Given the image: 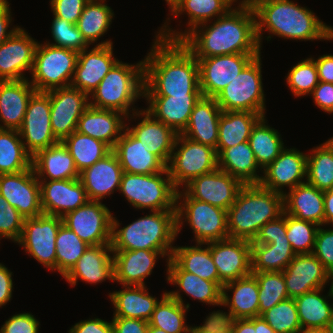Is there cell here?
Wrapping results in <instances>:
<instances>
[{"label": "cell", "mask_w": 333, "mask_h": 333, "mask_svg": "<svg viewBox=\"0 0 333 333\" xmlns=\"http://www.w3.org/2000/svg\"><path fill=\"white\" fill-rule=\"evenodd\" d=\"M255 331L256 333H276L261 317H255Z\"/></svg>", "instance_id": "cell-71"}, {"label": "cell", "mask_w": 333, "mask_h": 333, "mask_svg": "<svg viewBox=\"0 0 333 333\" xmlns=\"http://www.w3.org/2000/svg\"><path fill=\"white\" fill-rule=\"evenodd\" d=\"M298 333H333L331 329L325 328H302Z\"/></svg>", "instance_id": "cell-73"}, {"label": "cell", "mask_w": 333, "mask_h": 333, "mask_svg": "<svg viewBox=\"0 0 333 333\" xmlns=\"http://www.w3.org/2000/svg\"><path fill=\"white\" fill-rule=\"evenodd\" d=\"M236 318L231 312L221 310L211 312L203 325L193 326L192 333H213L216 331H232Z\"/></svg>", "instance_id": "cell-59"}, {"label": "cell", "mask_w": 333, "mask_h": 333, "mask_svg": "<svg viewBox=\"0 0 333 333\" xmlns=\"http://www.w3.org/2000/svg\"><path fill=\"white\" fill-rule=\"evenodd\" d=\"M38 43L19 27L0 44V81L27 79L23 72L31 73Z\"/></svg>", "instance_id": "cell-21"}, {"label": "cell", "mask_w": 333, "mask_h": 333, "mask_svg": "<svg viewBox=\"0 0 333 333\" xmlns=\"http://www.w3.org/2000/svg\"><path fill=\"white\" fill-rule=\"evenodd\" d=\"M284 213L299 220L324 225V191L304 182L283 194Z\"/></svg>", "instance_id": "cell-37"}, {"label": "cell", "mask_w": 333, "mask_h": 333, "mask_svg": "<svg viewBox=\"0 0 333 333\" xmlns=\"http://www.w3.org/2000/svg\"><path fill=\"white\" fill-rule=\"evenodd\" d=\"M221 113L222 110L215 98L202 96L193 108L181 135L216 149Z\"/></svg>", "instance_id": "cell-35"}, {"label": "cell", "mask_w": 333, "mask_h": 333, "mask_svg": "<svg viewBox=\"0 0 333 333\" xmlns=\"http://www.w3.org/2000/svg\"><path fill=\"white\" fill-rule=\"evenodd\" d=\"M324 289H315L294 298L301 328L331 329L333 303L329 301L333 300V291L330 285L328 295H322ZM328 297L331 299L328 300Z\"/></svg>", "instance_id": "cell-40"}, {"label": "cell", "mask_w": 333, "mask_h": 333, "mask_svg": "<svg viewBox=\"0 0 333 333\" xmlns=\"http://www.w3.org/2000/svg\"><path fill=\"white\" fill-rule=\"evenodd\" d=\"M283 212V194L260 184H244L227 210L229 238L252 242L262 226Z\"/></svg>", "instance_id": "cell-4"}, {"label": "cell", "mask_w": 333, "mask_h": 333, "mask_svg": "<svg viewBox=\"0 0 333 333\" xmlns=\"http://www.w3.org/2000/svg\"><path fill=\"white\" fill-rule=\"evenodd\" d=\"M139 97H144V60L135 65L119 60L91 93L89 105L128 117L139 111L132 107Z\"/></svg>", "instance_id": "cell-6"}, {"label": "cell", "mask_w": 333, "mask_h": 333, "mask_svg": "<svg viewBox=\"0 0 333 333\" xmlns=\"http://www.w3.org/2000/svg\"><path fill=\"white\" fill-rule=\"evenodd\" d=\"M147 333H167V332L162 330V329H159V328H156V327H153V326L149 325Z\"/></svg>", "instance_id": "cell-74"}, {"label": "cell", "mask_w": 333, "mask_h": 333, "mask_svg": "<svg viewBox=\"0 0 333 333\" xmlns=\"http://www.w3.org/2000/svg\"><path fill=\"white\" fill-rule=\"evenodd\" d=\"M7 0H0V44L6 41L19 26H13L8 30L12 22L11 8Z\"/></svg>", "instance_id": "cell-66"}, {"label": "cell", "mask_w": 333, "mask_h": 333, "mask_svg": "<svg viewBox=\"0 0 333 333\" xmlns=\"http://www.w3.org/2000/svg\"><path fill=\"white\" fill-rule=\"evenodd\" d=\"M202 96H144L149 104L144 110L177 134H181L189 122L193 108Z\"/></svg>", "instance_id": "cell-34"}, {"label": "cell", "mask_w": 333, "mask_h": 333, "mask_svg": "<svg viewBox=\"0 0 333 333\" xmlns=\"http://www.w3.org/2000/svg\"><path fill=\"white\" fill-rule=\"evenodd\" d=\"M254 14L260 47L265 30L269 32L267 41L272 35L296 41L333 40L332 26L291 0H266L254 9Z\"/></svg>", "instance_id": "cell-3"}, {"label": "cell", "mask_w": 333, "mask_h": 333, "mask_svg": "<svg viewBox=\"0 0 333 333\" xmlns=\"http://www.w3.org/2000/svg\"><path fill=\"white\" fill-rule=\"evenodd\" d=\"M50 112L49 94L36 91L29 100L22 125L18 130L26 151L32 157L39 150L59 142L52 131Z\"/></svg>", "instance_id": "cell-14"}, {"label": "cell", "mask_w": 333, "mask_h": 333, "mask_svg": "<svg viewBox=\"0 0 333 333\" xmlns=\"http://www.w3.org/2000/svg\"><path fill=\"white\" fill-rule=\"evenodd\" d=\"M266 0H242L238 4L237 8H247L254 10L259 4L265 2Z\"/></svg>", "instance_id": "cell-72"}, {"label": "cell", "mask_w": 333, "mask_h": 333, "mask_svg": "<svg viewBox=\"0 0 333 333\" xmlns=\"http://www.w3.org/2000/svg\"><path fill=\"white\" fill-rule=\"evenodd\" d=\"M260 316L276 333H298L302 329L293 298L279 302Z\"/></svg>", "instance_id": "cell-53"}, {"label": "cell", "mask_w": 333, "mask_h": 333, "mask_svg": "<svg viewBox=\"0 0 333 333\" xmlns=\"http://www.w3.org/2000/svg\"><path fill=\"white\" fill-rule=\"evenodd\" d=\"M62 223V217L46 214L25 218L21 236L16 243L44 267L55 271V242Z\"/></svg>", "instance_id": "cell-12"}, {"label": "cell", "mask_w": 333, "mask_h": 333, "mask_svg": "<svg viewBox=\"0 0 333 333\" xmlns=\"http://www.w3.org/2000/svg\"><path fill=\"white\" fill-rule=\"evenodd\" d=\"M295 256L288 240L251 244V271H283Z\"/></svg>", "instance_id": "cell-45"}, {"label": "cell", "mask_w": 333, "mask_h": 333, "mask_svg": "<svg viewBox=\"0 0 333 333\" xmlns=\"http://www.w3.org/2000/svg\"><path fill=\"white\" fill-rule=\"evenodd\" d=\"M56 271L64 278L89 247L63 223L56 237Z\"/></svg>", "instance_id": "cell-51"}, {"label": "cell", "mask_w": 333, "mask_h": 333, "mask_svg": "<svg viewBox=\"0 0 333 333\" xmlns=\"http://www.w3.org/2000/svg\"><path fill=\"white\" fill-rule=\"evenodd\" d=\"M312 253L331 275L333 273V229H324L319 226Z\"/></svg>", "instance_id": "cell-58"}, {"label": "cell", "mask_w": 333, "mask_h": 333, "mask_svg": "<svg viewBox=\"0 0 333 333\" xmlns=\"http://www.w3.org/2000/svg\"><path fill=\"white\" fill-rule=\"evenodd\" d=\"M261 53H239L196 58L199 65L200 90L215 98L238 74Z\"/></svg>", "instance_id": "cell-15"}, {"label": "cell", "mask_w": 333, "mask_h": 333, "mask_svg": "<svg viewBox=\"0 0 333 333\" xmlns=\"http://www.w3.org/2000/svg\"><path fill=\"white\" fill-rule=\"evenodd\" d=\"M288 240L286 236V213L261 227L251 244H270L272 241Z\"/></svg>", "instance_id": "cell-60"}, {"label": "cell", "mask_w": 333, "mask_h": 333, "mask_svg": "<svg viewBox=\"0 0 333 333\" xmlns=\"http://www.w3.org/2000/svg\"><path fill=\"white\" fill-rule=\"evenodd\" d=\"M112 151L118 157L125 173L157 174L166 168V165L156 155L149 152L141 141L136 139L126 128Z\"/></svg>", "instance_id": "cell-32"}, {"label": "cell", "mask_w": 333, "mask_h": 333, "mask_svg": "<svg viewBox=\"0 0 333 333\" xmlns=\"http://www.w3.org/2000/svg\"><path fill=\"white\" fill-rule=\"evenodd\" d=\"M265 119L264 116L255 124L248 139L261 169H265L271 164L284 149V143L278 130L268 126Z\"/></svg>", "instance_id": "cell-47"}, {"label": "cell", "mask_w": 333, "mask_h": 333, "mask_svg": "<svg viewBox=\"0 0 333 333\" xmlns=\"http://www.w3.org/2000/svg\"><path fill=\"white\" fill-rule=\"evenodd\" d=\"M125 118L127 116L119 111L89 105L78 120L76 131L103 141L113 149L126 128Z\"/></svg>", "instance_id": "cell-31"}, {"label": "cell", "mask_w": 333, "mask_h": 333, "mask_svg": "<svg viewBox=\"0 0 333 333\" xmlns=\"http://www.w3.org/2000/svg\"><path fill=\"white\" fill-rule=\"evenodd\" d=\"M135 116L141 117V121L132 127L126 125V129L167 166L178 134L169 126L154 119L144 109L132 113L127 120L128 118L133 119Z\"/></svg>", "instance_id": "cell-27"}, {"label": "cell", "mask_w": 333, "mask_h": 333, "mask_svg": "<svg viewBox=\"0 0 333 333\" xmlns=\"http://www.w3.org/2000/svg\"><path fill=\"white\" fill-rule=\"evenodd\" d=\"M307 154L306 182L321 191L333 187V143H325L314 147Z\"/></svg>", "instance_id": "cell-50"}, {"label": "cell", "mask_w": 333, "mask_h": 333, "mask_svg": "<svg viewBox=\"0 0 333 333\" xmlns=\"http://www.w3.org/2000/svg\"><path fill=\"white\" fill-rule=\"evenodd\" d=\"M123 228L116 217H112L111 248L112 250L145 249L160 251L171 258L172 246L177 234V211H151Z\"/></svg>", "instance_id": "cell-5"}, {"label": "cell", "mask_w": 333, "mask_h": 333, "mask_svg": "<svg viewBox=\"0 0 333 333\" xmlns=\"http://www.w3.org/2000/svg\"><path fill=\"white\" fill-rule=\"evenodd\" d=\"M147 286L123 285V289L109 293L113 303V317L134 318L149 321L159 302L147 291Z\"/></svg>", "instance_id": "cell-39"}, {"label": "cell", "mask_w": 333, "mask_h": 333, "mask_svg": "<svg viewBox=\"0 0 333 333\" xmlns=\"http://www.w3.org/2000/svg\"><path fill=\"white\" fill-rule=\"evenodd\" d=\"M77 58L74 50L38 43L30 83L39 92L70 86Z\"/></svg>", "instance_id": "cell-9"}, {"label": "cell", "mask_w": 333, "mask_h": 333, "mask_svg": "<svg viewBox=\"0 0 333 333\" xmlns=\"http://www.w3.org/2000/svg\"><path fill=\"white\" fill-rule=\"evenodd\" d=\"M101 201L89 200L62 217L63 224L89 246L111 244L112 217Z\"/></svg>", "instance_id": "cell-13"}, {"label": "cell", "mask_w": 333, "mask_h": 333, "mask_svg": "<svg viewBox=\"0 0 333 333\" xmlns=\"http://www.w3.org/2000/svg\"><path fill=\"white\" fill-rule=\"evenodd\" d=\"M159 257L164 258L166 256L160 251L145 249L113 250V282H119L122 286H145L144 280L152 274Z\"/></svg>", "instance_id": "cell-30"}, {"label": "cell", "mask_w": 333, "mask_h": 333, "mask_svg": "<svg viewBox=\"0 0 333 333\" xmlns=\"http://www.w3.org/2000/svg\"><path fill=\"white\" fill-rule=\"evenodd\" d=\"M12 272L0 263V308L5 306L12 298L13 281Z\"/></svg>", "instance_id": "cell-67"}, {"label": "cell", "mask_w": 333, "mask_h": 333, "mask_svg": "<svg viewBox=\"0 0 333 333\" xmlns=\"http://www.w3.org/2000/svg\"><path fill=\"white\" fill-rule=\"evenodd\" d=\"M40 322L31 313L11 316L0 329V333H39Z\"/></svg>", "instance_id": "cell-61"}, {"label": "cell", "mask_w": 333, "mask_h": 333, "mask_svg": "<svg viewBox=\"0 0 333 333\" xmlns=\"http://www.w3.org/2000/svg\"><path fill=\"white\" fill-rule=\"evenodd\" d=\"M208 247L222 285L252 273L250 241L227 238L208 242Z\"/></svg>", "instance_id": "cell-20"}, {"label": "cell", "mask_w": 333, "mask_h": 333, "mask_svg": "<svg viewBox=\"0 0 333 333\" xmlns=\"http://www.w3.org/2000/svg\"><path fill=\"white\" fill-rule=\"evenodd\" d=\"M264 117L250 111H222L219 119L217 156L228 147L247 142L252 128Z\"/></svg>", "instance_id": "cell-42"}, {"label": "cell", "mask_w": 333, "mask_h": 333, "mask_svg": "<svg viewBox=\"0 0 333 333\" xmlns=\"http://www.w3.org/2000/svg\"><path fill=\"white\" fill-rule=\"evenodd\" d=\"M118 61L113 55V44L84 49L78 53L71 86L90 96Z\"/></svg>", "instance_id": "cell-24"}, {"label": "cell", "mask_w": 333, "mask_h": 333, "mask_svg": "<svg viewBox=\"0 0 333 333\" xmlns=\"http://www.w3.org/2000/svg\"><path fill=\"white\" fill-rule=\"evenodd\" d=\"M171 259L183 271L193 273L209 281L219 282V275L212 260L208 243H197L196 246H175Z\"/></svg>", "instance_id": "cell-44"}, {"label": "cell", "mask_w": 333, "mask_h": 333, "mask_svg": "<svg viewBox=\"0 0 333 333\" xmlns=\"http://www.w3.org/2000/svg\"><path fill=\"white\" fill-rule=\"evenodd\" d=\"M213 333H232V332L231 331L220 330V331H216V332H213Z\"/></svg>", "instance_id": "cell-75"}, {"label": "cell", "mask_w": 333, "mask_h": 333, "mask_svg": "<svg viewBox=\"0 0 333 333\" xmlns=\"http://www.w3.org/2000/svg\"><path fill=\"white\" fill-rule=\"evenodd\" d=\"M319 226L286 214V236L295 254H310L314 250Z\"/></svg>", "instance_id": "cell-54"}, {"label": "cell", "mask_w": 333, "mask_h": 333, "mask_svg": "<svg viewBox=\"0 0 333 333\" xmlns=\"http://www.w3.org/2000/svg\"><path fill=\"white\" fill-rule=\"evenodd\" d=\"M209 23L195 27L180 41L195 58L261 53L254 10L235 6Z\"/></svg>", "instance_id": "cell-2"}, {"label": "cell", "mask_w": 333, "mask_h": 333, "mask_svg": "<svg viewBox=\"0 0 333 333\" xmlns=\"http://www.w3.org/2000/svg\"><path fill=\"white\" fill-rule=\"evenodd\" d=\"M112 255L110 244L89 246L64 278L71 286L77 284L78 278L89 284L102 283L106 279L114 281Z\"/></svg>", "instance_id": "cell-28"}, {"label": "cell", "mask_w": 333, "mask_h": 333, "mask_svg": "<svg viewBox=\"0 0 333 333\" xmlns=\"http://www.w3.org/2000/svg\"><path fill=\"white\" fill-rule=\"evenodd\" d=\"M0 194L25 218L43 214L40 182L33 167L15 174H1Z\"/></svg>", "instance_id": "cell-18"}, {"label": "cell", "mask_w": 333, "mask_h": 333, "mask_svg": "<svg viewBox=\"0 0 333 333\" xmlns=\"http://www.w3.org/2000/svg\"><path fill=\"white\" fill-rule=\"evenodd\" d=\"M286 83L295 97H302L313 92L319 83L318 71L312 57L299 61L289 70Z\"/></svg>", "instance_id": "cell-55"}, {"label": "cell", "mask_w": 333, "mask_h": 333, "mask_svg": "<svg viewBox=\"0 0 333 333\" xmlns=\"http://www.w3.org/2000/svg\"><path fill=\"white\" fill-rule=\"evenodd\" d=\"M35 92L28 79L0 81V129L19 130Z\"/></svg>", "instance_id": "cell-33"}, {"label": "cell", "mask_w": 333, "mask_h": 333, "mask_svg": "<svg viewBox=\"0 0 333 333\" xmlns=\"http://www.w3.org/2000/svg\"><path fill=\"white\" fill-rule=\"evenodd\" d=\"M232 333H256L255 317L250 319H236Z\"/></svg>", "instance_id": "cell-70"}, {"label": "cell", "mask_w": 333, "mask_h": 333, "mask_svg": "<svg viewBox=\"0 0 333 333\" xmlns=\"http://www.w3.org/2000/svg\"><path fill=\"white\" fill-rule=\"evenodd\" d=\"M232 5V0H172L168 4L171 9L169 11L175 17L182 13L188 15L187 30L185 29L184 32L172 30L168 26L169 22H165L156 36L164 40L181 41L195 27L225 15L233 8Z\"/></svg>", "instance_id": "cell-17"}, {"label": "cell", "mask_w": 333, "mask_h": 333, "mask_svg": "<svg viewBox=\"0 0 333 333\" xmlns=\"http://www.w3.org/2000/svg\"><path fill=\"white\" fill-rule=\"evenodd\" d=\"M24 220L25 217L0 194V240L7 238L16 243L21 236Z\"/></svg>", "instance_id": "cell-57"}, {"label": "cell", "mask_w": 333, "mask_h": 333, "mask_svg": "<svg viewBox=\"0 0 333 333\" xmlns=\"http://www.w3.org/2000/svg\"><path fill=\"white\" fill-rule=\"evenodd\" d=\"M69 333H113L112 321L107 322L100 318L87 319L73 325Z\"/></svg>", "instance_id": "cell-65"}, {"label": "cell", "mask_w": 333, "mask_h": 333, "mask_svg": "<svg viewBox=\"0 0 333 333\" xmlns=\"http://www.w3.org/2000/svg\"><path fill=\"white\" fill-rule=\"evenodd\" d=\"M330 223L333 226V187L324 191V226Z\"/></svg>", "instance_id": "cell-69"}, {"label": "cell", "mask_w": 333, "mask_h": 333, "mask_svg": "<svg viewBox=\"0 0 333 333\" xmlns=\"http://www.w3.org/2000/svg\"><path fill=\"white\" fill-rule=\"evenodd\" d=\"M113 333H147L149 324L142 319L113 317Z\"/></svg>", "instance_id": "cell-64"}, {"label": "cell", "mask_w": 333, "mask_h": 333, "mask_svg": "<svg viewBox=\"0 0 333 333\" xmlns=\"http://www.w3.org/2000/svg\"><path fill=\"white\" fill-rule=\"evenodd\" d=\"M167 262L166 279L170 284L179 287V290L166 293L182 305L190 308V304H185L181 296V290L193 300H198L205 304L221 306L222 305V287L220 282H213L197 275L183 271L171 258Z\"/></svg>", "instance_id": "cell-25"}, {"label": "cell", "mask_w": 333, "mask_h": 333, "mask_svg": "<svg viewBox=\"0 0 333 333\" xmlns=\"http://www.w3.org/2000/svg\"><path fill=\"white\" fill-rule=\"evenodd\" d=\"M62 142L73 157L79 173L103 159L112 151L103 141L81 134L78 131L71 133Z\"/></svg>", "instance_id": "cell-48"}, {"label": "cell", "mask_w": 333, "mask_h": 333, "mask_svg": "<svg viewBox=\"0 0 333 333\" xmlns=\"http://www.w3.org/2000/svg\"><path fill=\"white\" fill-rule=\"evenodd\" d=\"M256 277L259 289V316L288 299L283 271L252 272Z\"/></svg>", "instance_id": "cell-52"}, {"label": "cell", "mask_w": 333, "mask_h": 333, "mask_svg": "<svg viewBox=\"0 0 333 333\" xmlns=\"http://www.w3.org/2000/svg\"><path fill=\"white\" fill-rule=\"evenodd\" d=\"M32 167V156L26 151L18 130L0 129V175L15 174Z\"/></svg>", "instance_id": "cell-46"}, {"label": "cell", "mask_w": 333, "mask_h": 333, "mask_svg": "<svg viewBox=\"0 0 333 333\" xmlns=\"http://www.w3.org/2000/svg\"><path fill=\"white\" fill-rule=\"evenodd\" d=\"M312 59L317 67L319 81L333 83V55L325 54Z\"/></svg>", "instance_id": "cell-68"}, {"label": "cell", "mask_w": 333, "mask_h": 333, "mask_svg": "<svg viewBox=\"0 0 333 333\" xmlns=\"http://www.w3.org/2000/svg\"><path fill=\"white\" fill-rule=\"evenodd\" d=\"M105 2L106 0H89L76 24L89 45L95 42L96 46L113 44L111 40L97 44L99 38L109 30L114 17L113 10Z\"/></svg>", "instance_id": "cell-43"}, {"label": "cell", "mask_w": 333, "mask_h": 333, "mask_svg": "<svg viewBox=\"0 0 333 333\" xmlns=\"http://www.w3.org/2000/svg\"><path fill=\"white\" fill-rule=\"evenodd\" d=\"M39 182L43 214L63 217L89 201L79 178Z\"/></svg>", "instance_id": "cell-26"}, {"label": "cell", "mask_w": 333, "mask_h": 333, "mask_svg": "<svg viewBox=\"0 0 333 333\" xmlns=\"http://www.w3.org/2000/svg\"><path fill=\"white\" fill-rule=\"evenodd\" d=\"M188 309L164 292L161 300L156 304L148 324L167 333H192L193 326H187L185 322Z\"/></svg>", "instance_id": "cell-49"}, {"label": "cell", "mask_w": 333, "mask_h": 333, "mask_svg": "<svg viewBox=\"0 0 333 333\" xmlns=\"http://www.w3.org/2000/svg\"><path fill=\"white\" fill-rule=\"evenodd\" d=\"M243 185L239 179L217 168L211 173L193 178L183 190L192 199L228 210Z\"/></svg>", "instance_id": "cell-19"}, {"label": "cell", "mask_w": 333, "mask_h": 333, "mask_svg": "<svg viewBox=\"0 0 333 333\" xmlns=\"http://www.w3.org/2000/svg\"><path fill=\"white\" fill-rule=\"evenodd\" d=\"M88 1L89 0H50V6L54 16L77 24Z\"/></svg>", "instance_id": "cell-62"}, {"label": "cell", "mask_w": 333, "mask_h": 333, "mask_svg": "<svg viewBox=\"0 0 333 333\" xmlns=\"http://www.w3.org/2000/svg\"><path fill=\"white\" fill-rule=\"evenodd\" d=\"M233 296H228L227 292ZM259 289L256 277L251 273L222 287V305L227 306L236 319H250L259 316Z\"/></svg>", "instance_id": "cell-38"}, {"label": "cell", "mask_w": 333, "mask_h": 333, "mask_svg": "<svg viewBox=\"0 0 333 333\" xmlns=\"http://www.w3.org/2000/svg\"><path fill=\"white\" fill-rule=\"evenodd\" d=\"M331 288H332V291H333V273L331 274Z\"/></svg>", "instance_id": "cell-76"}, {"label": "cell", "mask_w": 333, "mask_h": 333, "mask_svg": "<svg viewBox=\"0 0 333 333\" xmlns=\"http://www.w3.org/2000/svg\"><path fill=\"white\" fill-rule=\"evenodd\" d=\"M167 5L172 1V0H165Z\"/></svg>", "instance_id": "cell-77"}, {"label": "cell", "mask_w": 333, "mask_h": 333, "mask_svg": "<svg viewBox=\"0 0 333 333\" xmlns=\"http://www.w3.org/2000/svg\"><path fill=\"white\" fill-rule=\"evenodd\" d=\"M289 298H296L331 281L330 273L313 254H297L283 270Z\"/></svg>", "instance_id": "cell-23"}, {"label": "cell", "mask_w": 333, "mask_h": 333, "mask_svg": "<svg viewBox=\"0 0 333 333\" xmlns=\"http://www.w3.org/2000/svg\"><path fill=\"white\" fill-rule=\"evenodd\" d=\"M166 167L174 186L179 190L193 178L211 173L218 168L216 149L178 134Z\"/></svg>", "instance_id": "cell-11"}, {"label": "cell", "mask_w": 333, "mask_h": 333, "mask_svg": "<svg viewBox=\"0 0 333 333\" xmlns=\"http://www.w3.org/2000/svg\"><path fill=\"white\" fill-rule=\"evenodd\" d=\"M217 157L218 168L243 184L260 183L263 174L257 173L263 170L259 167L248 141L225 148Z\"/></svg>", "instance_id": "cell-41"}, {"label": "cell", "mask_w": 333, "mask_h": 333, "mask_svg": "<svg viewBox=\"0 0 333 333\" xmlns=\"http://www.w3.org/2000/svg\"><path fill=\"white\" fill-rule=\"evenodd\" d=\"M177 191L167 167L157 174L123 172L119 189L134 208L150 211L176 210Z\"/></svg>", "instance_id": "cell-7"}, {"label": "cell", "mask_w": 333, "mask_h": 333, "mask_svg": "<svg viewBox=\"0 0 333 333\" xmlns=\"http://www.w3.org/2000/svg\"><path fill=\"white\" fill-rule=\"evenodd\" d=\"M307 154L296 148L285 147L279 156L263 169L260 185L271 191L284 194L306 180ZM304 179V180H303Z\"/></svg>", "instance_id": "cell-22"}, {"label": "cell", "mask_w": 333, "mask_h": 333, "mask_svg": "<svg viewBox=\"0 0 333 333\" xmlns=\"http://www.w3.org/2000/svg\"><path fill=\"white\" fill-rule=\"evenodd\" d=\"M32 167L38 181L77 179L80 177L73 157L61 141L46 149L39 150L32 157Z\"/></svg>", "instance_id": "cell-36"}, {"label": "cell", "mask_w": 333, "mask_h": 333, "mask_svg": "<svg viewBox=\"0 0 333 333\" xmlns=\"http://www.w3.org/2000/svg\"><path fill=\"white\" fill-rule=\"evenodd\" d=\"M261 54L256 56L216 97L222 111L266 114Z\"/></svg>", "instance_id": "cell-10"}, {"label": "cell", "mask_w": 333, "mask_h": 333, "mask_svg": "<svg viewBox=\"0 0 333 333\" xmlns=\"http://www.w3.org/2000/svg\"><path fill=\"white\" fill-rule=\"evenodd\" d=\"M123 169L116 154L111 151L103 159L80 172V181L89 200L101 201L119 191Z\"/></svg>", "instance_id": "cell-29"}, {"label": "cell", "mask_w": 333, "mask_h": 333, "mask_svg": "<svg viewBox=\"0 0 333 333\" xmlns=\"http://www.w3.org/2000/svg\"><path fill=\"white\" fill-rule=\"evenodd\" d=\"M202 95L198 60L180 42L155 36L144 59V96Z\"/></svg>", "instance_id": "cell-1"}, {"label": "cell", "mask_w": 333, "mask_h": 333, "mask_svg": "<svg viewBox=\"0 0 333 333\" xmlns=\"http://www.w3.org/2000/svg\"><path fill=\"white\" fill-rule=\"evenodd\" d=\"M176 211L177 234L180 233L181 227L186 221L193 230L196 243H208L229 238L227 210L192 199L184 190L179 189Z\"/></svg>", "instance_id": "cell-8"}, {"label": "cell", "mask_w": 333, "mask_h": 333, "mask_svg": "<svg viewBox=\"0 0 333 333\" xmlns=\"http://www.w3.org/2000/svg\"><path fill=\"white\" fill-rule=\"evenodd\" d=\"M50 97V121L54 136L63 141L76 131L78 120L89 106V96L70 86L47 91Z\"/></svg>", "instance_id": "cell-16"}, {"label": "cell", "mask_w": 333, "mask_h": 333, "mask_svg": "<svg viewBox=\"0 0 333 333\" xmlns=\"http://www.w3.org/2000/svg\"><path fill=\"white\" fill-rule=\"evenodd\" d=\"M51 33L55 43H50L48 41L45 43L52 46L71 49L78 53L89 48V44L78 30L77 25L70 23L63 18L57 16L53 17Z\"/></svg>", "instance_id": "cell-56"}, {"label": "cell", "mask_w": 333, "mask_h": 333, "mask_svg": "<svg viewBox=\"0 0 333 333\" xmlns=\"http://www.w3.org/2000/svg\"><path fill=\"white\" fill-rule=\"evenodd\" d=\"M310 95L320 110L333 113V83L319 81Z\"/></svg>", "instance_id": "cell-63"}]
</instances>
